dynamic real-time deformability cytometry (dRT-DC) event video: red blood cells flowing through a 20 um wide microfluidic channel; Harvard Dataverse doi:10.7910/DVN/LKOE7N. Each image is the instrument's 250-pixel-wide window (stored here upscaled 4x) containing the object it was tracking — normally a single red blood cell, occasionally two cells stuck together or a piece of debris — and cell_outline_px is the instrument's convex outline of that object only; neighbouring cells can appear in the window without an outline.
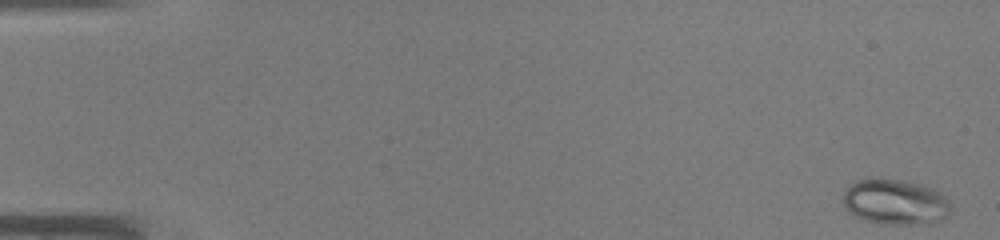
{"species": "common noctule bat (a hibernating species)", "species_latin": "Nyctalus noctula", "temperature_condition": "warm", "stored_images_in_passage": 45, "camera_frame_rate_fps": 3000, "um_per_image_px": 0.085, "animal": {"sex": "male", "body_mass_g": 19.0, "forearm_length_mm": 50.8}, "frame": {"image": 1, "passage_image": 1, "time_ms": 0.0, "image_size_px": [1000, 240], "cell_outline_px": [[948, 216], [932, 224], [884, 224], [868, 220], [856, 216], [848, 212], [844, 208], [844, 192], [856, 180], [876, 176], [908, 180], [932, 188], [948, 196]], "centroid_in_image_um": [76.1, 17.13], "position_along_channel_um": 8.9, "area_um2": 29.02}}
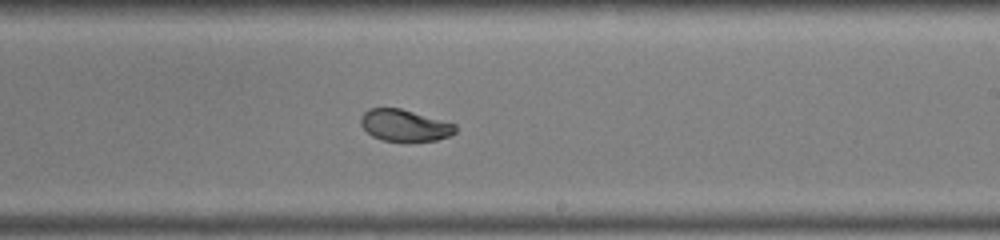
{"frame": {"image": 2, "passage_image": 28, "time_ms": 9.0, "image_size_px": [1000, 240], "cell_outline_px": [[456, 132], [448, 136], [436, 140], [380, 140], [372, 136], [360, 124], [360, 116], [368, 108], [400, 108], [456, 124]], "centroid_in_image_um": [34.36, 10.64], "position_along_channel_um": 254.6, "area_um2": 17.22}}
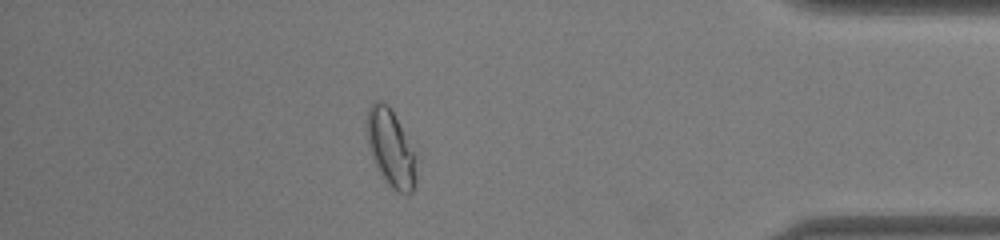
{"frame": {"image": 3, "passage_image": 40, "time_ms": 13.0, "image_size_px": [1000, 240], "cell_outline_px": [[416, 188], [408, 196], [392, 188], [388, 184], [372, 160], [368, 144], [364, 120], [368, 108], [376, 100], [380, 100], [388, 104], [416, 156]], "centroid_in_image_um": [33.19, 12.61], "position_along_channel_um": 402.0, "area_um2": 22.37}}